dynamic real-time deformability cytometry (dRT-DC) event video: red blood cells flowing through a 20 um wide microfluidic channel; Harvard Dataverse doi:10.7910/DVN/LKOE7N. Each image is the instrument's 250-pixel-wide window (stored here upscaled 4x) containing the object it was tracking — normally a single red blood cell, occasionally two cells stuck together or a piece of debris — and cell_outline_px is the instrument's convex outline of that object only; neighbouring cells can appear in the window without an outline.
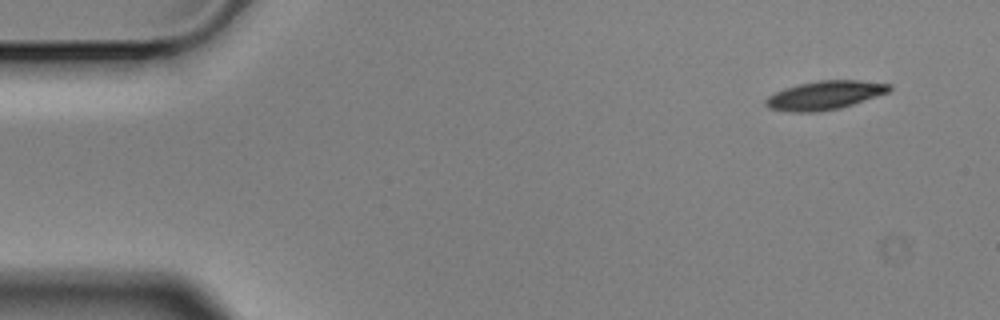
{"species": "Egyptian fruit bat (a non-hibernating species)", "species_latin": "Rousettus aegyptiacus", "temperature_condition": "cold", "stored_images_in_passage": 13, "camera_frame_rate_fps": 3000, "um_per_image_px": 0.085, "animal": {"sex": "male"}, "frame": {"image": 1, "passage_image": 1, "time_ms": 0.0, "image_size_px": [1000, 320], "cell_outline_px": [[892, 88], [888, 92], [840, 108], [816, 112], [788, 112], [768, 108], [764, 104], [764, 100], [768, 96], [784, 88], [800, 84], [820, 80], [860, 80], [892, 84]], "centroid_in_image_um": [70.08, 8.1], "position_along_channel_um": 14.9, "area_um2": 20.63}}
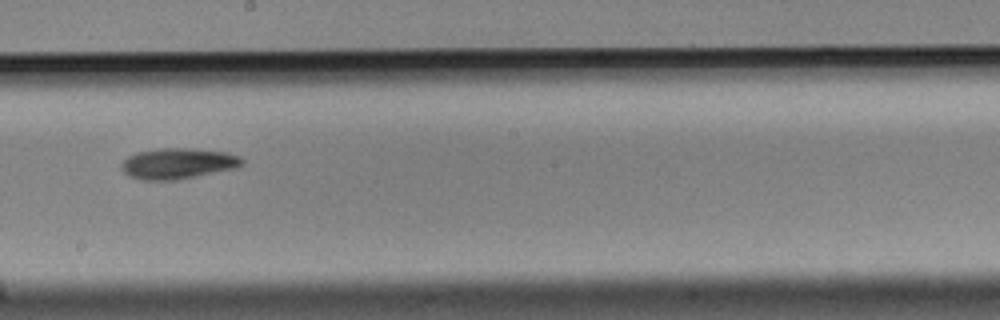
{"frame": {"image": 2, "passage_image": 8, "time_ms": 2.333, "image_size_px": [1000, 320], "cell_outline_px": [[244, 164], [236, 168], [176, 180], [140, 180], [128, 176], [120, 168], [120, 164], [128, 156], [136, 152], [156, 148], [192, 148], [228, 152], [240, 156], [244, 160]], "centroid_in_image_um": [15.11, 13.89], "position_along_channel_um": 233.1, "area_um2": 21.96}}
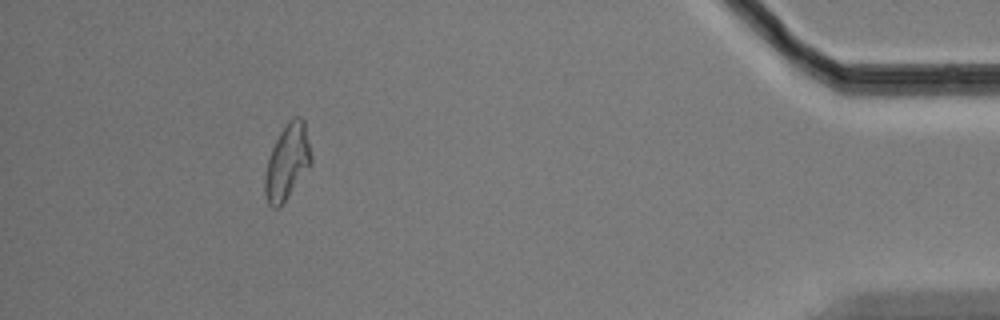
{"frame": {"image": 3, "passage_image": 13, "time_ms": 4.0, "image_size_px": [1000, 320], "cell_outline_px": [[312, 160], [280, 208], [272, 208], [268, 204], [264, 196], [264, 176], [268, 160], [272, 148], [280, 132], [288, 120], [292, 116], [300, 116], [304, 120], [312, 156]], "centroid_in_image_um": [24.39, 13.76], "position_along_channel_um": 410.8, "area_um2": 20.11}}